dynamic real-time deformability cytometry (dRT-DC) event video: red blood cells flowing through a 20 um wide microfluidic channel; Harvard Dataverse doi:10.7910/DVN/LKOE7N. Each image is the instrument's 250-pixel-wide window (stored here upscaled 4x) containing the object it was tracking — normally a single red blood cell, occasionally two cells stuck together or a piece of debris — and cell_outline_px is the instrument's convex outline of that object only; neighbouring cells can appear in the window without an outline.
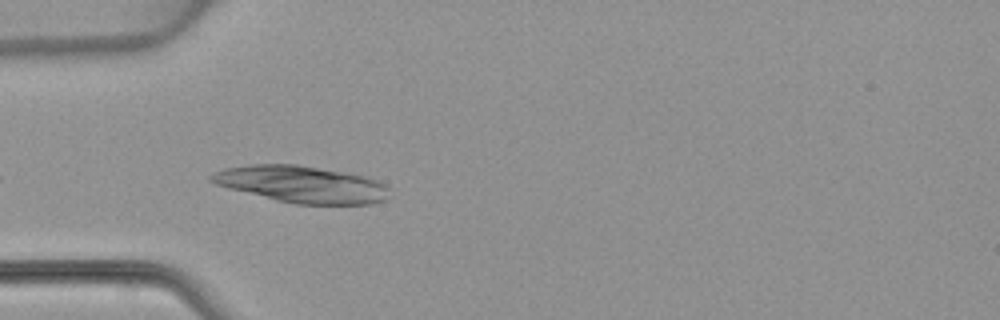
{"species": "common noctule bat (a hibernating species)", "species_latin": "Nyctalus noctula", "temperature_condition": "warm", "stored_images_in_passage": 4, "camera_frame_rate_fps": 3000, "um_per_image_px": 0.085, "animal": {"sex": "female", "body_mass_g": 22.7, "forearm_length_mm": 54.2}, "frame": {"image": 1, "passage_image": 4, "time_ms": 4.667, "image_size_px": [1000, 320], "cell_outline_px": [[388, 188], [384, 200], [368, 204], [296, 204], [276, 200], [228, 188], [216, 184], [208, 180], [208, 176], [212, 172], [224, 168], [248, 164], [296, 164], [368, 176], [384, 184]], "centroid_in_image_um": [25.58, 15.65], "position_along_channel_um": 59.4, "area_um2": 38.15}}